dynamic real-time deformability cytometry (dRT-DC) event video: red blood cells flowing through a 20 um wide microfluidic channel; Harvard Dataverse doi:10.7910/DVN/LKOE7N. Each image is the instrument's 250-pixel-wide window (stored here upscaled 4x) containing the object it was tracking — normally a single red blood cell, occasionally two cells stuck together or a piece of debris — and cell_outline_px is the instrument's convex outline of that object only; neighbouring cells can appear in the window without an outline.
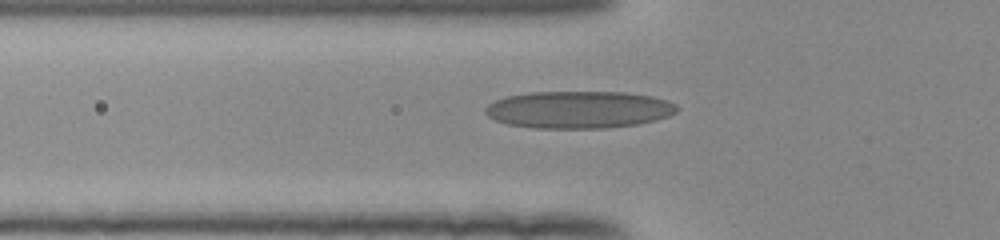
{"species": "human", "species_latin": "Homo sapiens", "temperature_condition": "room temperature", "stored_images_in_passage": 47, "camera_frame_rate_fps": 3000, "um_per_image_px": 0.085, "donor": {"sex": "female"}, "frame": {"image": 1, "passage_image": 16, "time_ms": 5.0, "image_size_px": [1000, 240], "cell_outline_px": [[680, 108], [676, 112], [668, 116], [656, 120], [636, 124], [604, 128], [536, 128], [508, 124], [496, 120], [488, 116], [484, 112], [484, 108], [488, 104], [496, 100], [508, 96], [528, 92], [624, 92], [652, 96], [668, 100], [676, 104]], "centroid_in_image_um": [49.21, 9.31], "position_along_channel_um": 76.6, "area_um2": 41.67}}
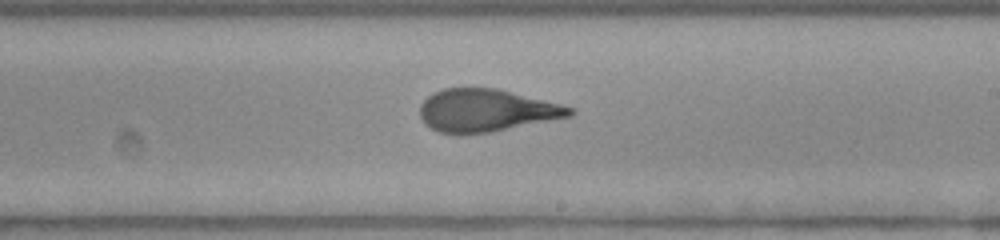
{"frame": {"image": 2, "passage_image": 29, "time_ms": 9.333, "image_size_px": [1000, 240], "cell_outline_px": [[576, 112], [572, 116], [492, 132], [456, 136], [436, 132], [424, 124], [420, 116], [420, 104], [432, 92], [444, 88], [496, 88], [560, 104], [572, 108]], "centroid_in_image_um": [41.27, 9.42], "position_along_channel_um": 247.7, "area_um2": 37.63}}
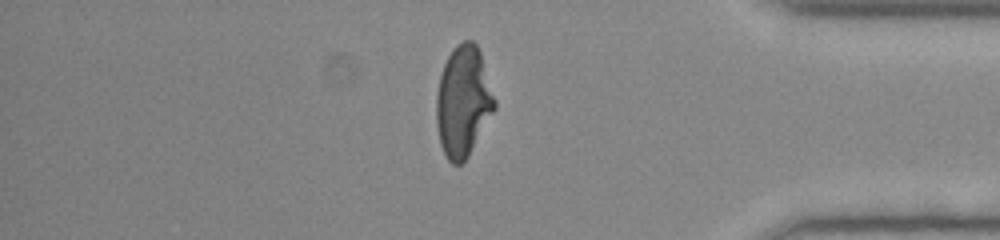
{"frame": {"image": 3, "passage_image": 42, "time_ms": 13.667, "image_size_px": [1000, 240], "cell_outline_px": [[496, 108], [468, 156], [460, 164], [452, 164], [448, 160], [440, 144], [436, 124], [436, 96], [440, 76], [444, 64], [452, 48], [456, 44], [464, 40], [472, 40], [476, 44], [480, 52], [496, 100]], "centroid_in_image_um": [39.36, 8.61], "position_along_channel_um": 395.8, "area_um2": 37.57}}